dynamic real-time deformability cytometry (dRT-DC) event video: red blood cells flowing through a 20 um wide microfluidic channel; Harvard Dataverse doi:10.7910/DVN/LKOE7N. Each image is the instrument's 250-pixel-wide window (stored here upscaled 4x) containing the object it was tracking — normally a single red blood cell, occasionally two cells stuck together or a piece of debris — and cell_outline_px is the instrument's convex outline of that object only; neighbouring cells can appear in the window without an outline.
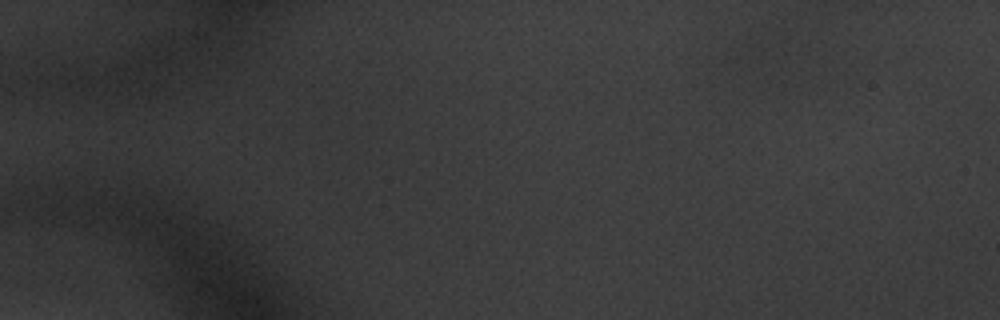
{"species": "common noctule bat (a hibernating species)", "species_latin": "Nyctalus noctula", "temperature_condition": "warm", "stored_images_in_passage": 9, "segment_of_instrument_passage": [1, 2], "camera_frame_rate_fps": 3000, "um_per_image_px": 0.085, "animal": {"sex": "male", "body_mass_g": 20.1, "forearm_length_mm": 53.5}, "frame": {"image": 1, "passage_image": 1, "time_ms": 0.0, "image_size_px": [1000, 320], "cell_outline_px": [[808, 44], [776, 60], [728, 60], [740, 44], [756, 32], [784, 20], [800, 20], [808, 40]], "centroid_in_image_um": [65.67, 3.59], "position_along_channel_um": 19.3, "area_um2": 14.62}}